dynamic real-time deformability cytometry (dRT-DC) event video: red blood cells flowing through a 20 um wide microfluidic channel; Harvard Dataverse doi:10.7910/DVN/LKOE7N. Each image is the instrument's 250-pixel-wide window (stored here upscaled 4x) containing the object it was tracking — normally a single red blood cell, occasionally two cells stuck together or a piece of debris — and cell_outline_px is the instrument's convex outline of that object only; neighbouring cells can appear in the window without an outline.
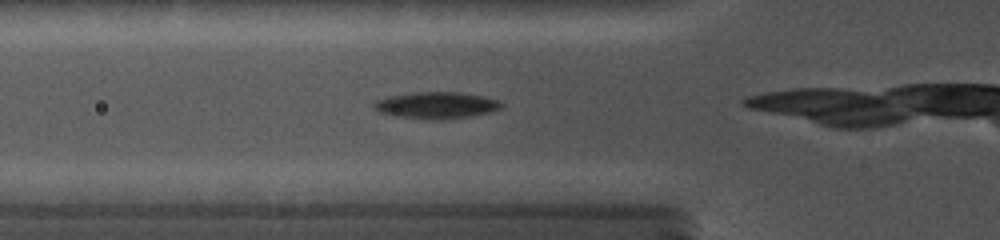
{"species": "common noctule bat (a hibernating species)", "species_latin": "Nyctalus noctula", "temperature_condition": "cold", "stored_images_in_passage": 24, "camera_frame_rate_fps": 5000, "um_per_image_px": 0.085, "animal": {"sex": "female", "body_mass_g": 19.0, "forearm_length_mm": 56.7}, "frame": {"image": 1, "passage_image": 4, "time_ms": 1.0, "image_size_px": [1000, 240], "cell_outline_px": [[504, 104], [500, 108], [492, 112], [472, 116], [440, 120], [428, 120], [392, 116], [380, 112], [372, 108], [372, 104], [376, 100], [388, 96], [416, 92], [460, 92], [484, 96], [496, 100]], "centroid_in_image_um": [37.06, 8.96], "position_along_channel_um": 88.7, "area_um2": 20.11}}